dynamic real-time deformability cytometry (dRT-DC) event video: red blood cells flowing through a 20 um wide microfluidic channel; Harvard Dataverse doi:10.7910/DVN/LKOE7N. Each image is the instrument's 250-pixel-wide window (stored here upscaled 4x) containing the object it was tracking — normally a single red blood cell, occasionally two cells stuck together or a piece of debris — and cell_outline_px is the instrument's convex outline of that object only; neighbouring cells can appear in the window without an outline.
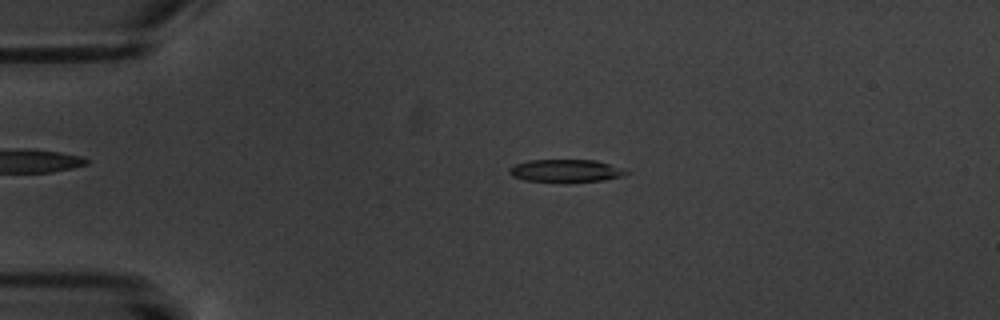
{"species": "common noctule bat (a hibernating species)", "species_latin": "Nyctalus noctula", "temperature_condition": "warm", "stored_images_in_passage": 15, "camera_frame_rate_fps": 3000, "um_per_image_px": 0.085, "animal": {"sex": "male", "body_mass_g": 20.1, "forearm_length_mm": 53.5}, "frame": {"image": 1, "passage_image": 3, "time_ms": 2.333, "image_size_px": [1000, 320], "cell_outline_px": [[628, 172], [624, 176], [600, 180], [564, 184], [560, 184], [524, 180], [512, 176], [508, 172], [508, 168], [516, 164], [528, 160], [596, 160], [624, 168]], "centroid_in_image_um": [48.06, 14.54], "position_along_channel_um": 36.9, "area_um2": 16.01}}
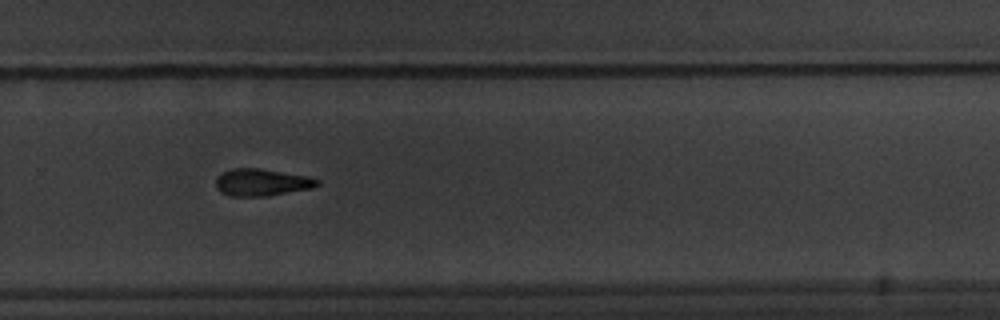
{"frame": {"image": 2, "passage_image": 11, "time_ms": 11.333, "image_size_px": [1000, 320], "cell_outline_px": [[320, 184], [312, 188], [268, 196], [228, 196], [220, 192], [216, 188], [216, 176], [220, 172], [232, 168], [256, 168], [308, 176], [320, 180]], "centroid_in_image_um": [22.21, 15.5], "position_along_channel_um": 307.6, "area_um2": 16.18}}
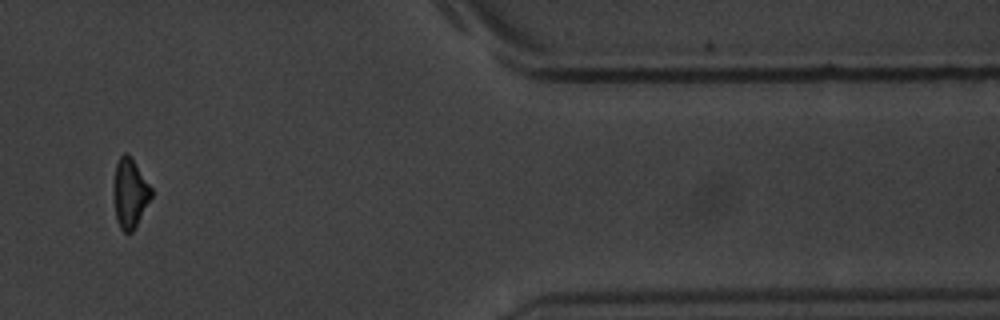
{"frame": {"image": 3, "passage_image": 14, "time_ms": 15.0, "image_size_px": [1000, 320], "cell_outline_px": [[152, 196], [132, 232], [124, 232], [120, 228], [116, 220], [116, 164], [120, 156], [124, 152], [128, 152], [132, 156], [152, 188]], "centroid_in_image_um": [11.09, 16.38], "position_along_channel_um": 400.3, "area_um2": 14.68}, "authors_computed_cell_mechanics": {"area_um2": 16.0684, "velocity_mm_per_s": 3.4356, "shape_relaxation_time_tau1_ms": 7.0068, "shape_relaxation_time_tau2_ms": null, "deformation_change_tau1": 0.1877, "deformation_change_tau2": null}}